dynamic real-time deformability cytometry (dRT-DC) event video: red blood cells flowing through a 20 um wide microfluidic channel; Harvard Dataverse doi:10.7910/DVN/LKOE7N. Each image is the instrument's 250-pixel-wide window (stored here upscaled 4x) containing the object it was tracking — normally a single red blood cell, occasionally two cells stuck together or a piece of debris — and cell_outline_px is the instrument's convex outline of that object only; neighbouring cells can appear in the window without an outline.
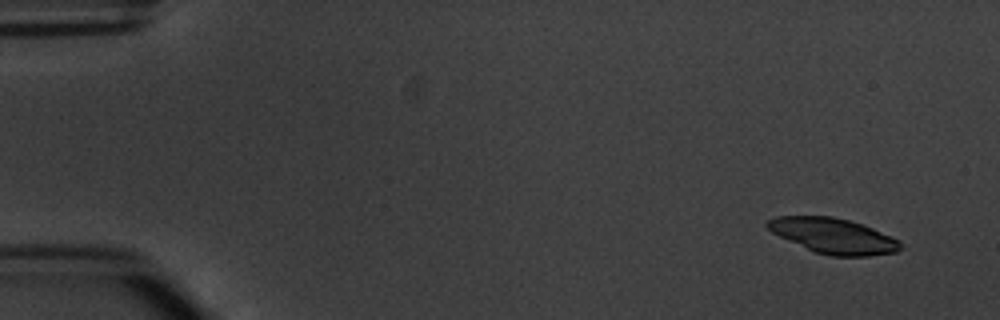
{"species": "common noctule bat (a hibernating species)", "species_latin": "Nyctalus noctula", "temperature_condition": "warm", "stored_images_in_passage": 4, "camera_frame_rate_fps": 3000, "um_per_image_px": 0.085, "animal": {"sex": "male", "body_mass_g": 20.1, "forearm_length_mm": 53.5}, "frame": {"image": 1, "passage_image": 1, "time_ms": 0.0, "image_size_px": [1000, 320], "cell_outline_px": [[904, 248], [896, 252], [868, 256], [828, 256], [816, 252], [780, 236], [772, 232], [764, 224], [768, 220], [776, 216], [832, 216], [864, 224], [892, 236], [900, 240]], "centroid_in_image_um": [70.89, 20.04], "position_along_channel_um": 14.1, "area_um2": 27.4}}